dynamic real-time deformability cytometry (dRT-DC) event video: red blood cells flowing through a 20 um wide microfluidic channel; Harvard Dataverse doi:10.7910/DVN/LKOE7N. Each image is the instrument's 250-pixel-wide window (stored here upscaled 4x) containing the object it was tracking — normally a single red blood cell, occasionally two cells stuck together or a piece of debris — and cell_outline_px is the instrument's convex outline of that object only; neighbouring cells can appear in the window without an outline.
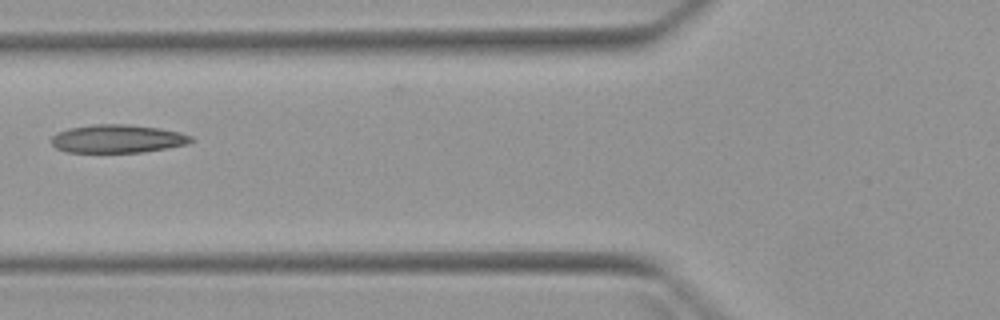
{"species": "Egyptian fruit bat (a non-hibernating species)", "species_latin": "Rousettus aegyptiacus", "temperature_condition": "warm", "stored_images_in_passage": 7, "camera_frame_rate_fps": 3000, "um_per_image_px": 0.085, "animal": {"sex": "female"}, "frame": {"image": 1, "passage_image": 5, "time_ms": 5.667, "image_size_px": [1000, 320], "cell_outline_px": [[196, 140], [188, 144], [168, 148], [144, 152], [68, 152], [56, 148], [52, 144], [52, 136], [56, 132], [68, 128], [92, 124], [128, 124], [160, 128], [180, 132], [192, 136]], "centroid_in_image_um": [10.02, 11.79], "position_along_channel_um": 115.8, "area_um2": 23.24}}
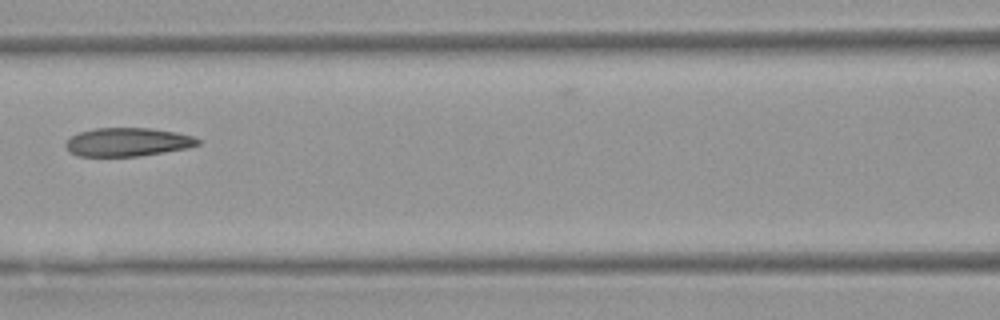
{"frame": {"image": 2, "passage_image": 6, "time_ms": 6.667, "image_size_px": [1000, 320], "cell_outline_px": [[200, 144], [188, 148], [140, 156], [76, 156], [68, 152], [64, 144], [72, 136], [80, 132], [96, 128], [152, 128], [176, 132], [192, 136], [200, 140]], "centroid_in_image_um": [10.84, 12.08], "position_along_channel_um": 155.8, "area_um2": 22.02}}